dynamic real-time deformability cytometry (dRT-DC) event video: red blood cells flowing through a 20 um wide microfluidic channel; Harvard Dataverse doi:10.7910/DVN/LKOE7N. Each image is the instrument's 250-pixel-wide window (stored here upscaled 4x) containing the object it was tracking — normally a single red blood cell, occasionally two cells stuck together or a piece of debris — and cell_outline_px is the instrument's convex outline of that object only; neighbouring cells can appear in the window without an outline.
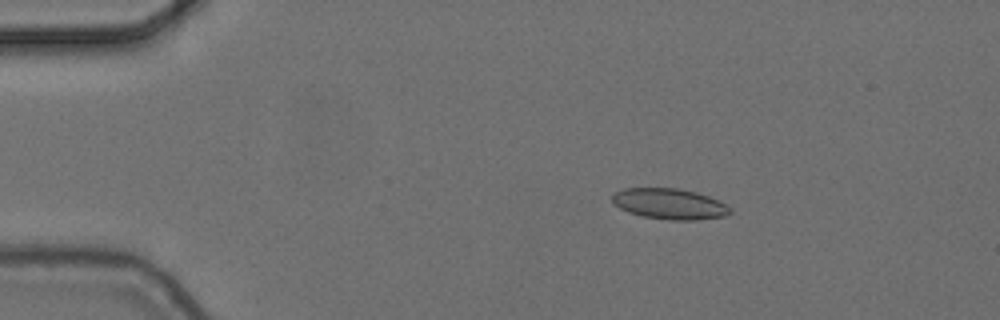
{"species": "common noctule bat (a hibernating species)", "species_latin": "Nyctalus noctula", "temperature_condition": "cold", "stored_images_in_passage": 3, "segment_of_instrument_passage": [1, 2], "camera_frame_rate_fps": 3000, "um_per_image_px": 0.085, "animal": {"sex": "female", "body_mass_g": 24.6, "forearm_length_mm": 56.2}, "frame": {"image": 1, "passage_image": 2, "time_ms": 0.333, "image_size_px": [1000, 320], "cell_outline_px": [[732, 212], [728, 216], [696, 220], [668, 220], [644, 216], [628, 212], [612, 204], [612, 196], [616, 192], [624, 188], [676, 188], [696, 192], [708, 196], [732, 208]], "centroid_in_image_um": [56.92, 17.34], "position_along_channel_um": 28.1, "area_um2": 21.15}}